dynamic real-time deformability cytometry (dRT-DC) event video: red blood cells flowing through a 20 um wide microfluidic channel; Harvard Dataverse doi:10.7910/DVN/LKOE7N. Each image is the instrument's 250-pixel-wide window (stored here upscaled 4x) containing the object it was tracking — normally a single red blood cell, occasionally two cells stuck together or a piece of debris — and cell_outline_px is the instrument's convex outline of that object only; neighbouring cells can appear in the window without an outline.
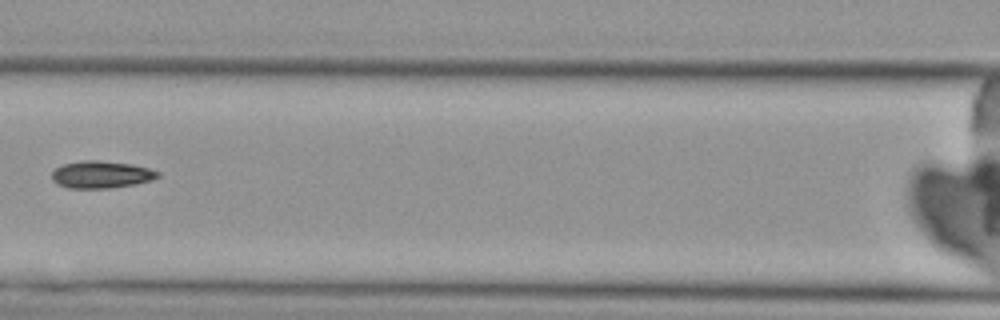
{"species": "Egyptian fruit bat (a non-hibernating species)", "species_latin": "Rousettus aegyptiacus", "temperature_condition": "cold", "stored_images_in_passage": 5, "camera_frame_rate_fps": 3000, "um_per_image_px": 0.085, "animal": {"sex": "female"}, "frame": {"image": 1, "passage_image": 5, "time_ms": 5.0, "image_size_px": [1000, 320], "cell_outline_px": [[160, 176], [152, 180], [136, 184], [108, 188], [68, 188], [56, 184], [52, 180], [52, 172], [56, 168], [64, 164], [84, 160], [96, 160], [132, 164], [148, 168], [160, 172]], "centroid_in_image_um": [8.61, 14.84], "position_along_channel_um": 158.0, "area_um2": 16.82}}